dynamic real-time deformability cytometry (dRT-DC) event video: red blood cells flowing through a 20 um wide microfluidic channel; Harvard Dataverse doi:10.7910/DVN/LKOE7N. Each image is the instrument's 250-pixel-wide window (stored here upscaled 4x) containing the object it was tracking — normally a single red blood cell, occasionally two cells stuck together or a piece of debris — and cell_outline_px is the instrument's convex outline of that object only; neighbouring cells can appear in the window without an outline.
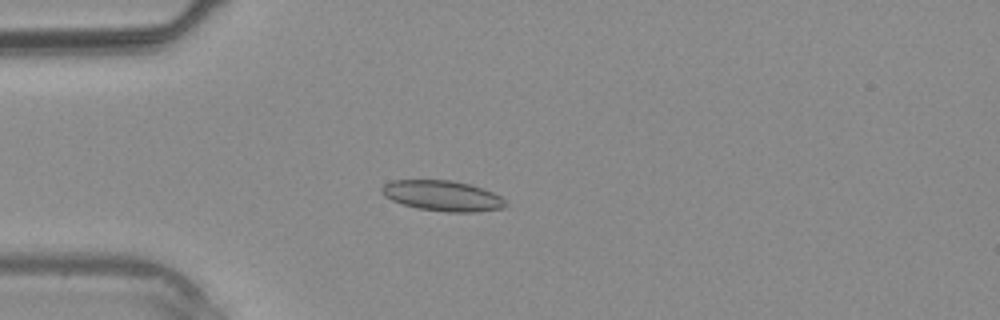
{"species": "common noctule bat (a hibernating species)", "species_latin": "Nyctalus noctula", "temperature_condition": "warm", "stored_images_in_passage": 24, "camera_frame_rate_fps": 3000, "um_per_image_px": 0.085, "animal": {"sex": "male", "body_mass_g": 20.4}, "frame": {"image": 1, "passage_image": 3, "time_ms": 0.667, "image_size_px": [1000, 320], "cell_outline_px": [[508, 204], [504, 208], [476, 212], [448, 212], [416, 208], [392, 200], [384, 196], [380, 192], [380, 188], [384, 184], [392, 180], [452, 180], [468, 184], [492, 192], [500, 196]], "centroid_in_image_um": [37.59, 16.64], "position_along_channel_um": 47.4, "area_um2": 21.96}}
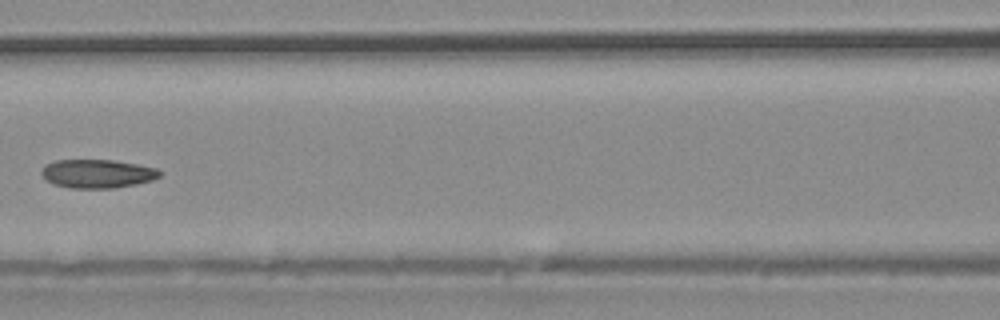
{"frame": {"image": 2, "passage_image": 10, "time_ms": 3.0, "image_size_px": [1000, 320], "cell_outline_px": [[160, 176], [152, 180], [136, 184], [112, 188], [68, 188], [52, 184], [44, 180], [40, 172], [48, 164], [56, 160], [112, 160], [136, 164], [156, 168], [160, 172]], "centroid_in_image_um": [8.24, 14.77], "position_along_channel_um": 158.4, "area_um2": 19.65}}
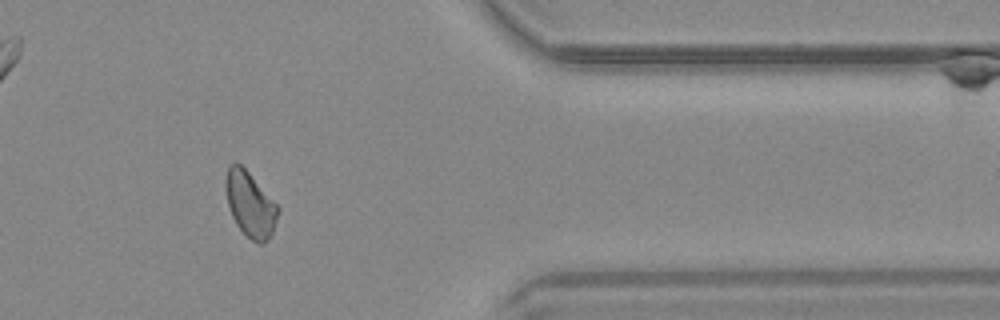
{"frame": {"image": 3, "passage_image": 24, "time_ms": 7.667, "image_size_px": [1000, 320], "cell_outline_px": [[280, 208], [272, 232], [268, 240], [264, 244], [260, 244], [252, 240], [236, 224], [232, 216], [228, 204], [224, 184], [224, 180], [228, 168], [232, 164], [240, 164], [248, 172]], "centroid_in_image_um": [21.25, 17.38], "position_along_channel_um": 390.1, "area_um2": 19.48}}